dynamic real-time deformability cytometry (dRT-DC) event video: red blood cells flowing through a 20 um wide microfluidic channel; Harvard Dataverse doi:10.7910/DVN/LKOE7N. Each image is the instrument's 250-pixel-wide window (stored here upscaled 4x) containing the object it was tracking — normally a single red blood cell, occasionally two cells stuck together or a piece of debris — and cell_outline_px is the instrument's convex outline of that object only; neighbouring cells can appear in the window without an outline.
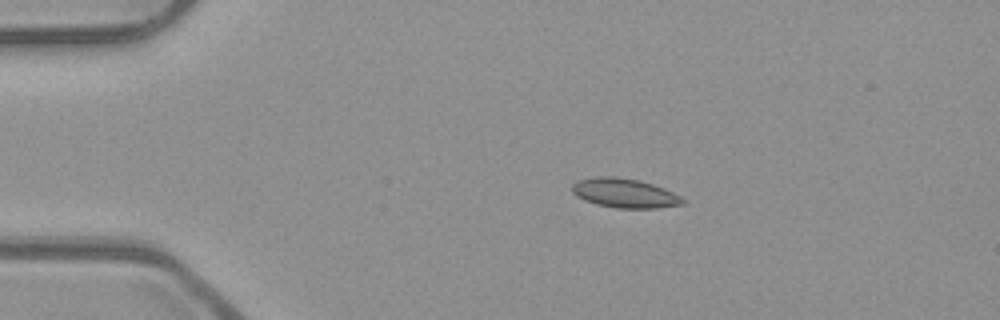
{"species": "common noctule bat (a hibernating species)", "species_latin": "Nyctalus noctula", "temperature_condition": "room temperature", "stored_images_in_passage": 43, "camera_frame_rate_fps": 3000, "um_per_image_px": 0.085, "animal": {"sex": "male", "body_mass_g": 23.1, "forearm_length_mm": 52.7}, "frame": {"image": 1, "passage_image": 1, "time_ms": 0.0, "image_size_px": [1000, 320], "cell_outline_px": [[684, 204], [656, 208], [616, 208], [596, 204], [584, 200], [576, 196], [572, 192], [572, 184], [576, 180], [596, 176], [612, 176], [640, 180], [664, 188], [680, 196], [684, 200]], "centroid_in_image_um": [53.05, 16.41], "position_along_channel_um": 31.9, "area_um2": 18.96}}
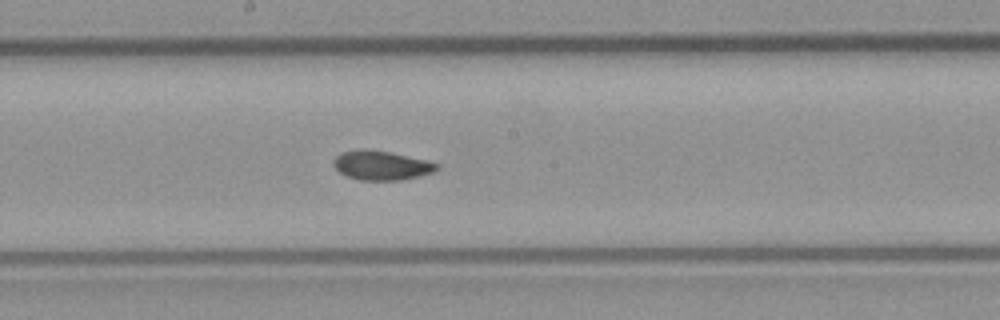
{"frame": {"image": 2, "passage_image": 19, "time_ms": 6.0, "image_size_px": [1000, 320], "cell_outline_px": [[440, 168], [432, 172], [420, 176], [404, 180], [360, 180], [348, 176], [340, 172], [332, 164], [332, 160], [340, 152], [360, 148], [364, 148], [388, 152], [428, 160], [440, 164]], "centroid_in_image_um": [32.42, 14.05], "position_along_channel_um": 215.8, "area_um2": 17.8}}
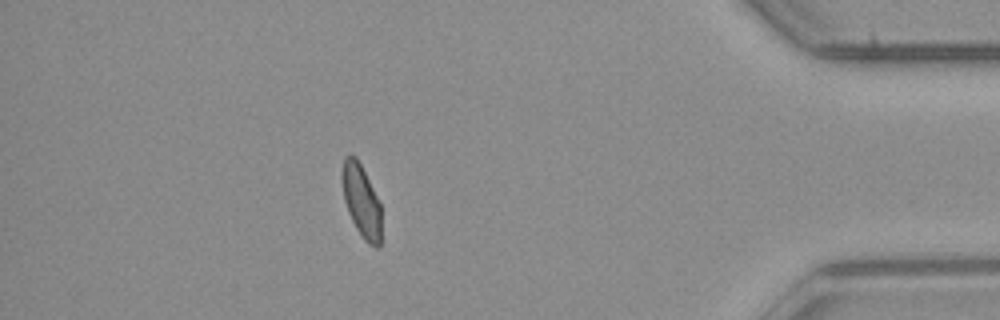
{"frame": {"image": 3, "passage_image": 37, "time_ms": 12.0, "image_size_px": [1000, 320], "cell_outline_px": [[380, 244], [376, 248], [368, 244], [364, 240], [356, 228], [348, 212], [344, 200], [340, 180], [340, 176], [344, 156], [356, 156], [380, 200]], "centroid_in_image_um": [30.69, 17.04], "position_along_channel_um": 404.5, "area_um2": 16.82}, "authors_computed_cell_mechanics": {"area_um2": 17.4556, "velocity_mm_per_s": 3.9236, "shape_relaxation_time_tau1_ms": null, "shape_relaxation_time_tau2_ms": 1.3522, "deformation_change_tau1": null, "deformation_change_tau2": 0.0425}}